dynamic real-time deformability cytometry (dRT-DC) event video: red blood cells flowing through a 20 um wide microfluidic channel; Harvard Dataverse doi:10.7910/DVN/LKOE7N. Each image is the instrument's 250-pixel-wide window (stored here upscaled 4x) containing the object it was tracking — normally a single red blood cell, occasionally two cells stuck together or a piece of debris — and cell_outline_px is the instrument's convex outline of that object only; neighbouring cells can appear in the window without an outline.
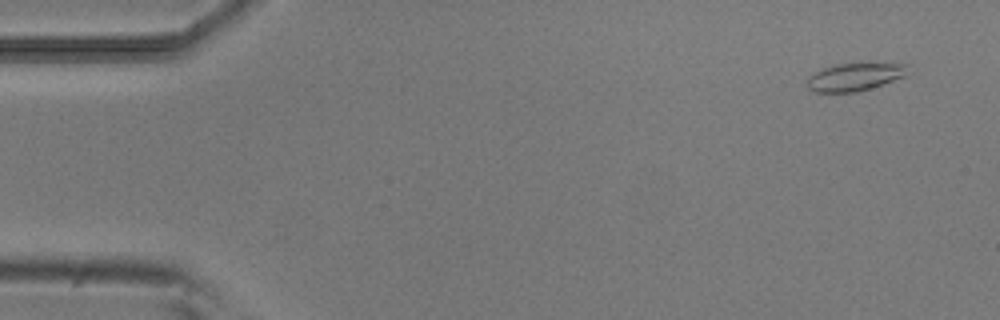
{"species": "common noctule bat (a hibernating species)", "species_latin": "Nyctalus noctula", "temperature_condition": "room temperature", "stored_images_in_passage": 14, "camera_frame_rate_fps": 3000, "um_per_image_px": 0.085, "animal": {"sex": "male", "body_mass_g": 20.5, "forearm_length_mm": 52.5}, "frame": {"image": 1, "passage_image": 3, "time_ms": 0.667, "image_size_px": [1000, 320], "cell_outline_px": [[908, 76], [856, 92], [812, 92], [808, 88], [808, 76], [824, 68], [836, 64], [868, 60], [908, 64]], "centroid_in_image_um": [72.75, 6.47], "position_along_channel_um": 12.3, "area_um2": 17.11}}